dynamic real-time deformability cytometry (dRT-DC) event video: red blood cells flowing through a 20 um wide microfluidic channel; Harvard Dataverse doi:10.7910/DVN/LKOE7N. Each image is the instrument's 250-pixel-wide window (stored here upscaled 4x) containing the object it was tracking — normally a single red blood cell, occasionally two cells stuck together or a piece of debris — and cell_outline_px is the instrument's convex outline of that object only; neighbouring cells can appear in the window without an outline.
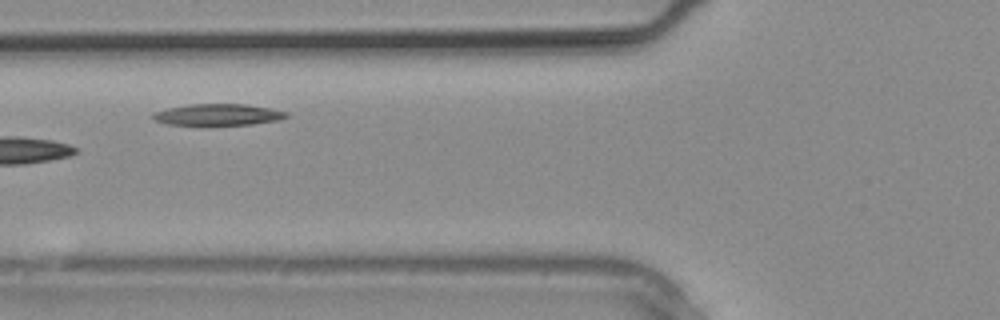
{"species": "common noctule bat (a hibernating species)", "species_latin": "Nyctalus noctula", "temperature_condition": "warm", "stored_images_in_passage": 8, "camera_frame_rate_fps": 3000, "um_per_image_px": 0.085, "animal": {"sex": "male", "body_mass_g": 20.4}, "frame": {"image": 1, "passage_image": 3, "time_ms": 0.667, "image_size_px": [1000, 320], "cell_outline_px": [[288, 116], [276, 120], [252, 124], [168, 124], [156, 120], [152, 116], [152, 112], [168, 108], [188, 104], [244, 104], [272, 108], [288, 112]], "centroid_in_image_um": [18.54, 9.72], "position_along_channel_um": 107.3, "area_um2": 16.36}}